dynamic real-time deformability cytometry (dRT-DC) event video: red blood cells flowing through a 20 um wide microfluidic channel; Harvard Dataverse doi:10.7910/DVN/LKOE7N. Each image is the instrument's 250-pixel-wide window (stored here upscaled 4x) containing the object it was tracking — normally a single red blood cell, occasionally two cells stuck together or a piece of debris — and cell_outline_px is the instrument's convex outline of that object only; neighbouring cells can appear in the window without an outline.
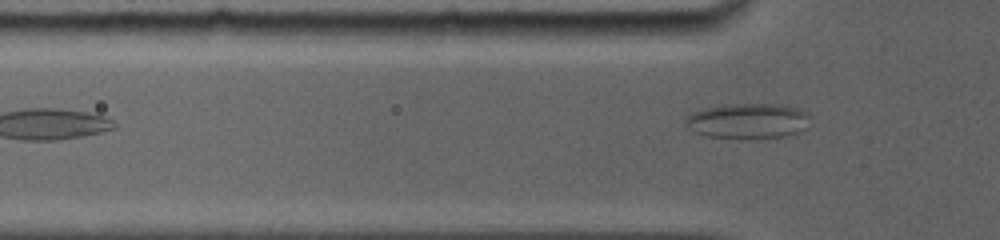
{"species": "common noctule bat (a hibernating species)", "species_latin": "Nyctalus noctula", "temperature_condition": "room temperature", "stored_images_in_passage": 4, "camera_frame_rate_fps": 5000, "um_per_image_px": 0.085, "animal": {"sex": "female", "body_mass_g": 19.0, "forearm_length_mm": 56.7}, "frame": {"image": 1, "passage_image": 4, "time_ms": 3.4, "image_size_px": [1000, 240], "cell_outline_px": [[812, 116], [796, 132], [784, 136], [708, 136], [692, 132], [684, 124], [684, 116], [692, 112], [704, 108], [724, 104], [780, 104], [800, 108]], "centroid_in_image_um": [63.48, 10.22], "position_along_channel_um": 62.3, "area_um2": 24.97}}